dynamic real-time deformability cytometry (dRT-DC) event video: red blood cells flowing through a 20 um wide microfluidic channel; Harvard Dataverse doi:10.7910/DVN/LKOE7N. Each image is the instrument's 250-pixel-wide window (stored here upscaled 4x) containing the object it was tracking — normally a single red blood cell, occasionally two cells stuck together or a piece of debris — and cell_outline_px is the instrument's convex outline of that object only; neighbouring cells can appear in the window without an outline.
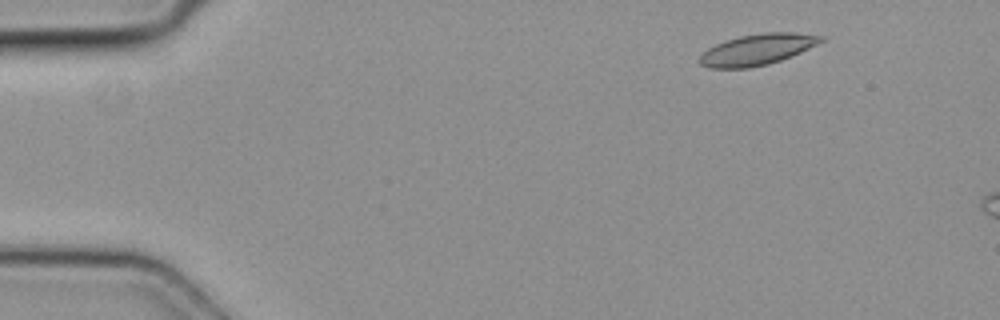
{"species": "common noctule bat (a hibernating species)", "species_latin": "Nyctalus noctula", "temperature_condition": "cold", "stored_images_in_passage": 3, "camera_frame_rate_fps": 3000, "um_per_image_px": 0.085, "animal": {"sex": "female", "body_mass_g": 19.3, "forearm_length_mm": 54.1}, "frame": {"image": 1, "passage_image": 1, "time_ms": 0.0, "image_size_px": [1000, 320], "cell_outline_px": [[824, 40], [792, 56], [768, 64], [748, 68], [708, 68], [700, 64], [696, 60], [708, 48], [716, 44], [740, 36], [768, 32], [792, 32], [824, 36]], "centroid_in_image_um": [64.33, 4.22], "position_along_channel_um": 20.7, "area_um2": 21.73}}